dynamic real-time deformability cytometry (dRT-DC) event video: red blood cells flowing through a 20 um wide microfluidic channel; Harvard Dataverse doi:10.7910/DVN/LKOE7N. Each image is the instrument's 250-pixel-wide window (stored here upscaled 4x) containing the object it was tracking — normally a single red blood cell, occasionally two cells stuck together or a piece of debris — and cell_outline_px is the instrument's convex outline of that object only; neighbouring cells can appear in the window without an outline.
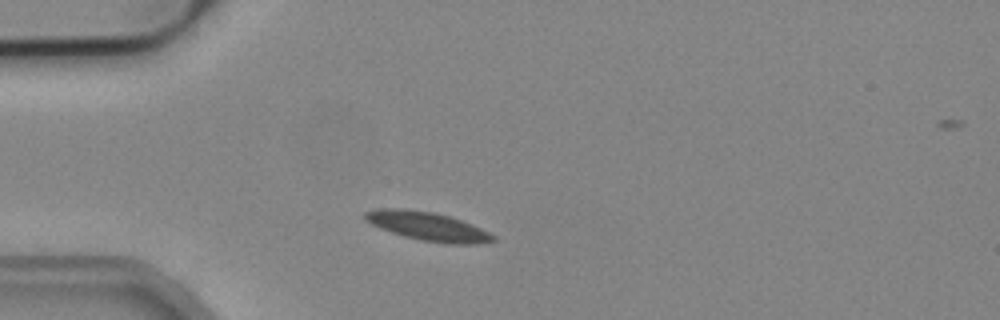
{"species": "common noctule bat (a hibernating species)", "species_latin": "Nyctalus noctula", "temperature_condition": "cold", "stored_images_in_passage": 3, "segment_of_instrument_passage": [2, 2], "camera_frame_rate_fps": 3000, "um_per_image_px": 0.085, "animal": {"sex": "male", "body_mass_g": 19.2, "forearm_length_mm": 51.8}, "frame": {"image": 1, "passage_image": 3, "time_ms": 0.667, "image_size_px": [1000, 320], "cell_outline_px": [[496, 240], [480, 244], [448, 244], [420, 240], [404, 236], [380, 228], [364, 220], [364, 212], [380, 208], [400, 208], [432, 212], [448, 216], [472, 224], [496, 236]], "centroid_in_image_um": [36.36, 19.24], "position_along_channel_um": 48.6, "area_um2": 21.33}}